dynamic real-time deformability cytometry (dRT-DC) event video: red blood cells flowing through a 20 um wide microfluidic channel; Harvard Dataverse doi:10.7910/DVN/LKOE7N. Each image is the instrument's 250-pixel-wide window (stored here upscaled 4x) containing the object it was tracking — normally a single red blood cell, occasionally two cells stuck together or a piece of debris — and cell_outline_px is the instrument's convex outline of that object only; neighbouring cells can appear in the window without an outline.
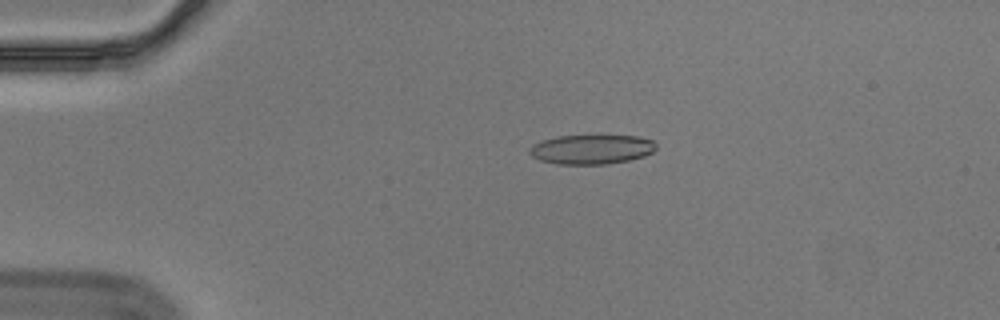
{"species": "Egyptian fruit bat (a non-hibernating species)", "species_latin": "Rousettus aegyptiacus", "temperature_condition": "cold", "stored_images_in_passage": 56, "camera_frame_rate_fps": 3000, "um_per_image_px": 0.085, "animal": {"sex": "male"}, "frame": {"image": 1, "passage_image": 12, "time_ms": 3.667, "image_size_px": [1000, 320], "cell_outline_px": [[656, 148], [652, 152], [644, 156], [628, 160], [608, 164], [556, 164], [540, 160], [532, 156], [528, 152], [532, 144], [556, 136], [600, 132], [640, 136], [652, 140], [656, 144]], "centroid_in_image_um": [50.31, 12.63], "position_along_channel_um": 34.7, "area_um2": 22.89}}
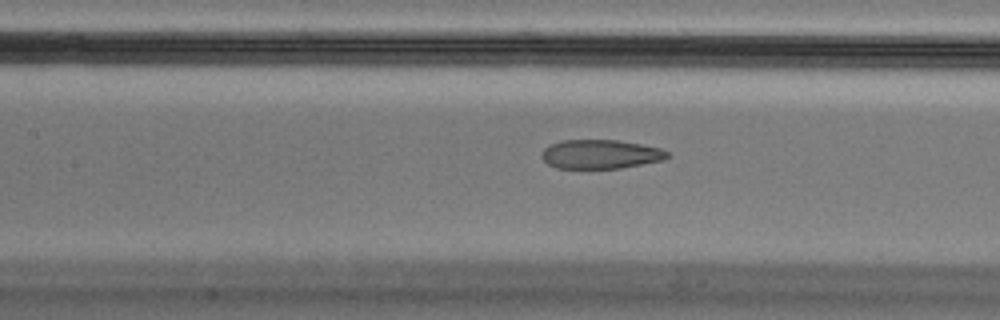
{"frame": {"image": 2, "passage_image": 26, "time_ms": 8.333, "image_size_px": [1000, 320], "cell_outline_px": [[668, 156], [664, 160], [620, 168], [556, 168], [548, 164], [540, 156], [540, 152], [548, 144], [560, 140], [616, 140], [640, 144], [660, 148], [668, 152]], "centroid_in_image_um": [50.98, 13.1], "position_along_channel_um": 156.4, "area_um2": 21.33}}
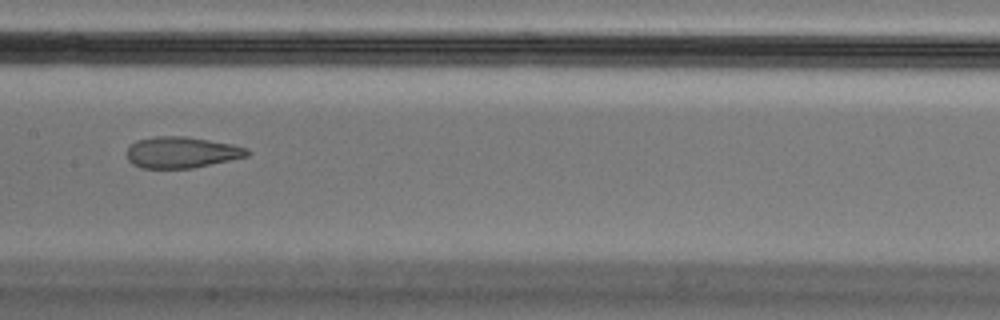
{"frame": {"image": 3, "passage_image": 29, "time_ms": 9.333, "image_size_px": [1000, 320], "cell_outline_px": [[252, 152], [248, 156], [192, 168], [140, 168], [132, 164], [128, 160], [128, 148], [136, 140], [156, 136], [184, 136], [232, 144], [248, 148]], "centroid_in_image_um": [15.45, 12.95], "position_along_channel_um": 192.0, "area_um2": 21.85}, "authors_computed_cell_mechanics": {"area_um2": 22.9177, "velocity_mm_per_s": 3.5526, "shape_relaxation_time_tau1_ms": null, "shape_relaxation_time_tau2_ms": 1.7269, "deformation_change_tau1": null, "deformation_change_tau2": 0.0806}}